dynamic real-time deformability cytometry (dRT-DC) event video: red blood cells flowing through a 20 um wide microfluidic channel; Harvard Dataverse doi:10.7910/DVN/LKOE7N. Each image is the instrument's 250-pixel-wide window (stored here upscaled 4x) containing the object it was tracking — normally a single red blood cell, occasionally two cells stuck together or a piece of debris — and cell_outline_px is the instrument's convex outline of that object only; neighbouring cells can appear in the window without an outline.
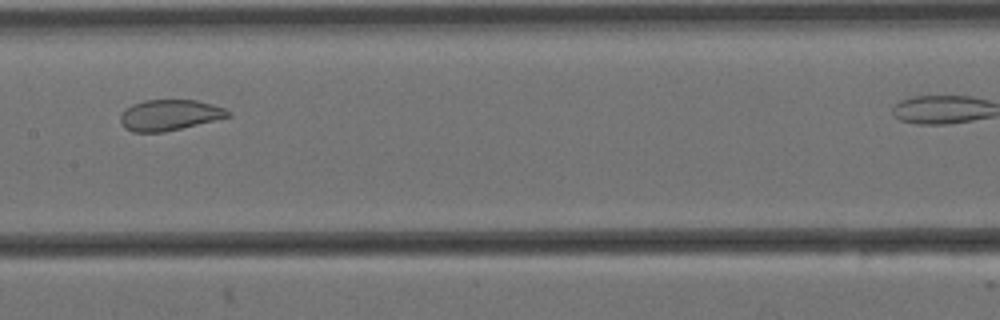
{"species": "Egyptian fruit bat (a non-hibernating species)", "species_latin": "Rousettus aegyptiacus", "temperature_condition": "cold", "stored_images_in_passage": 16, "camera_frame_rate_fps": 3000, "um_per_image_px": 0.085, "animal": {"sex": "female"}, "frame": {"image": 1, "passage_image": 7, "time_ms": 2.0, "image_size_px": [1000, 320], "cell_outline_px": [[232, 116], [164, 132], [132, 132], [124, 128], [120, 124], [120, 116], [124, 108], [132, 104], [144, 100], [196, 100], [212, 104], [224, 108], [232, 112]], "centroid_in_image_um": [14.38, 9.78], "position_along_channel_um": 193.0, "area_um2": 19.48}}
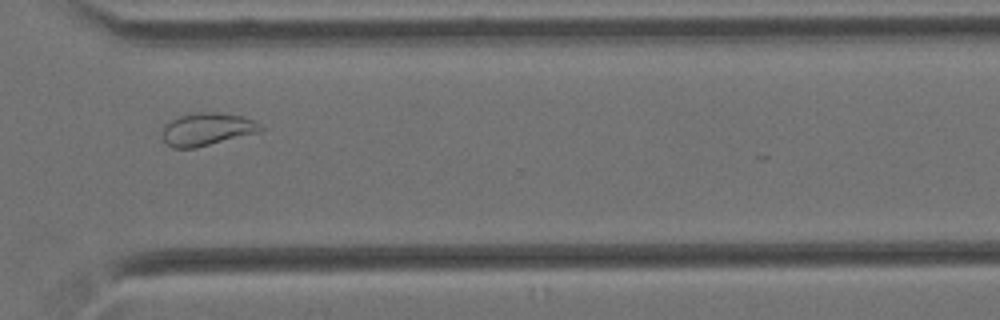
{"frame": {"image": 2, "passage_image": 12, "time_ms": 3.667, "image_size_px": [1000, 320], "cell_outline_px": [[264, 128], [260, 132], [196, 148], [172, 148], [160, 136], [164, 124], [180, 116], [200, 112], [216, 112], [244, 116], [260, 124]], "centroid_in_image_um": [17.59, 10.99], "position_along_channel_um": 353.0, "area_um2": 18.84}}
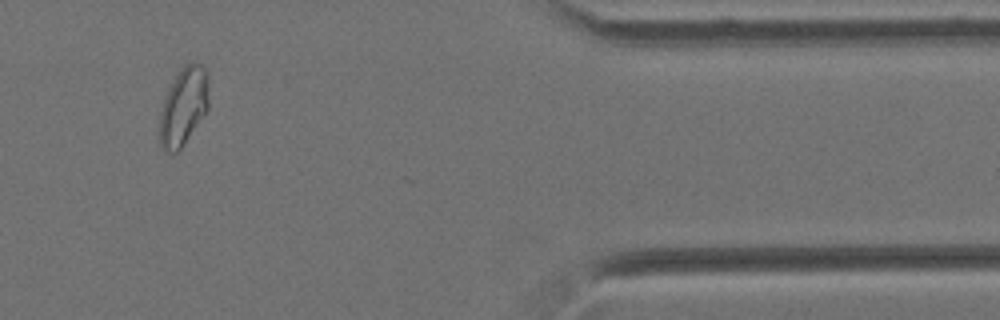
{"frame": {"image": 3, "passage_image": 14, "time_ms": 4.333, "image_size_px": [1000, 320], "cell_outline_px": [[208, 108], [180, 148], [176, 152], [164, 152], [160, 148], [160, 112], [164, 96], [172, 80], [180, 68], [184, 64], [192, 60], [196, 60], [208, 72]], "centroid_in_image_um": [15.58, 8.97], "position_along_channel_um": 395.8, "area_um2": 22.43}}